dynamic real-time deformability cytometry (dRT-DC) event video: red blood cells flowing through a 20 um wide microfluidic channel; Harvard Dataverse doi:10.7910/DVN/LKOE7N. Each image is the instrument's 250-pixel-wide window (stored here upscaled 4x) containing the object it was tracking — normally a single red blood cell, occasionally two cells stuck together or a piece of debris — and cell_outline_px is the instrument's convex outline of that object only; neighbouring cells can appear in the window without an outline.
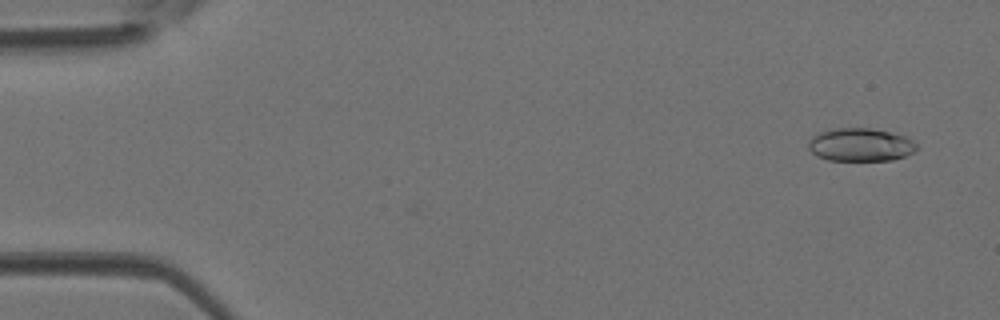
{"species": "Egyptian fruit bat (a non-hibernating species)", "species_latin": "Rousettus aegyptiacus", "temperature_condition": "room temperature", "stored_images_in_passage": 44, "camera_frame_rate_fps": 3000, "um_per_image_px": 0.085, "animal": {"sex": "female"}, "frame": {"image": 1, "passage_image": 3, "time_ms": 0.667, "image_size_px": [1000, 320], "cell_outline_px": [[916, 148], [912, 152], [904, 156], [892, 160], [828, 160], [816, 156], [808, 148], [808, 140], [812, 136], [820, 132], [832, 128], [872, 128], [904, 136], [912, 140], [916, 144]], "centroid_in_image_um": [73.08, 12.3], "position_along_channel_um": 11.9, "area_um2": 20.81}}
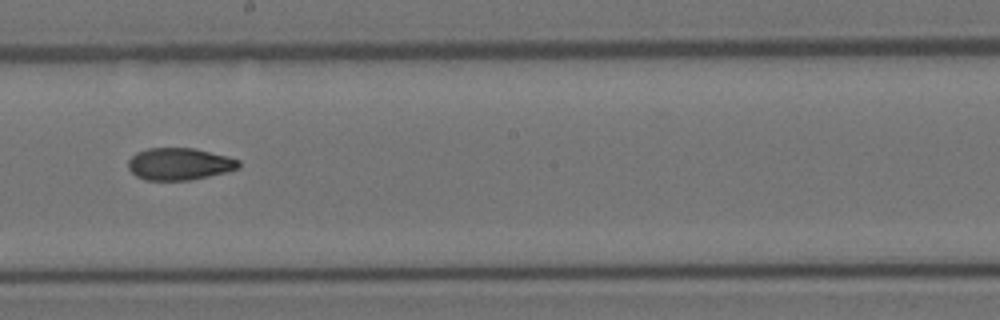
{"frame": {"image": 2, "passage_image": 25, "time_ms": 8.0, "image_size_px": [1000, 320], "cell_outline_px": [[240, 168], [228, 172], [188, 180], [144, 180], [136, 176], [128, 168], [128, 160], [136, 152], [148, 148], [192, 148], [228, 156], [240, 160]], "centroid_in_image_um": [15.25, 13.94], "position_along_channel_um": 232.9, "area_um2": 20.75}}
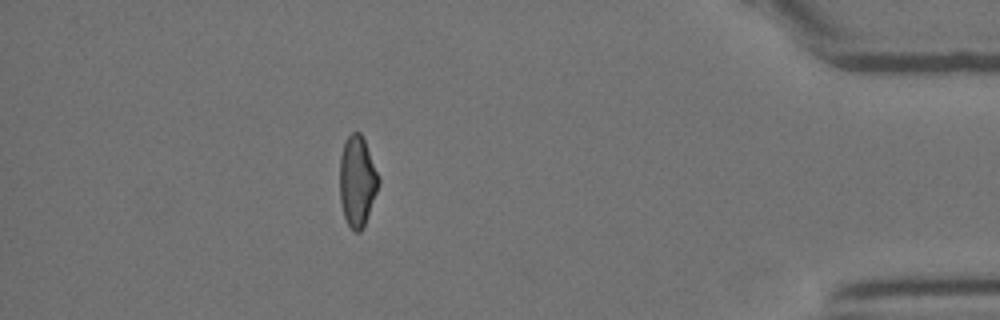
{"frame": {"image": 3, "passage_image": 39, "time_ms": 12.667, "image_size_px": [1000, 320], "cell_outline_px": [[380, 184], [364, 228], [360, 232], [352, 232], [344, 216], [340, 200], [340, 156], [344, 144], [348, 136], [352, 132], [360, 132], [364, 140], [380, 180]], "centroid_in_image_um": [30.37, 15.46], "position_along_channel_um": 404.8, "area_um2": 20.52}}